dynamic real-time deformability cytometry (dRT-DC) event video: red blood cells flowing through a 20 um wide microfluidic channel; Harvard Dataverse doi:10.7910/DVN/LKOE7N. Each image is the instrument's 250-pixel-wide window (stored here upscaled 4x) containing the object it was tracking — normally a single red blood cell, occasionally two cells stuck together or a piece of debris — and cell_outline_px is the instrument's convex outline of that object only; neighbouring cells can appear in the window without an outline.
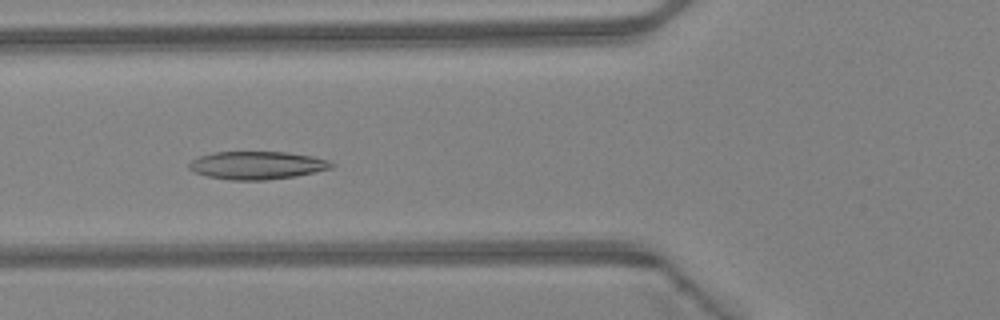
{"species": "Egyptian fruit bat (a non-hibernating species)", "species_latin": "Rousettus aegyptiacus", "temperature_condition": "warm", "stored_images_in_passage": 46, "camera_frame_rate_fps": 3000, "um_per_image_px": 0.085, "animal": {"sex": "female"}, "frame": {"image": 1, "passage_image": 17, "time_ms": 5.333, "image_size_px": [1000, 320], "cell_outline_px": [[336, 164], [332, 168], [316, 172], [296, 176], [264, 180], [228, 180], [208, 176], [192, 172], [188, 168], [188, 164], [192, 160], [200, 156], [212, 152], [284, 152], [312, 156], [328, 160]], "centroid_in_image_um": [21.84, 14.05], "position_along_channel_um": 104.0, "area_um2": 23.29}}
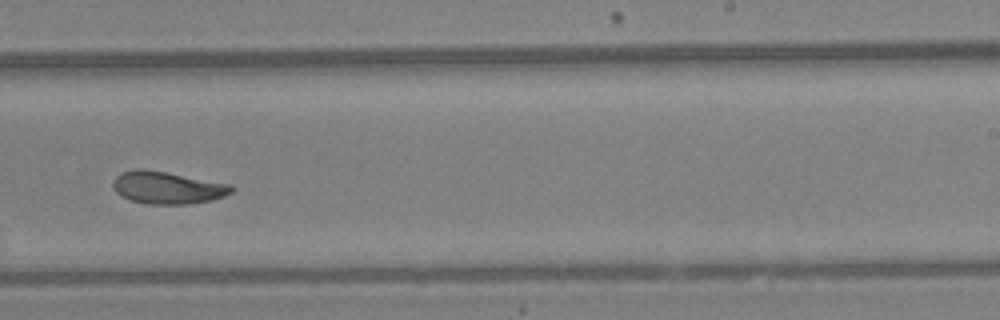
{"frame": {"image": 2, "passage_image": 29, "time_ms": 9.333, "image_size_px": [1000, 320], "cell_outline_px": [[236, 188], [232, 192], [224, 196], [212, 200], [188, 204], [144, 204], [120, 196], [116, 192], [112, 184], [112, 180], [120, 172], [132, 168], [140, 168], [164, 172], [232, 184]], "centroid_in_image_um": [14.21, 15.95], "position_along_channel_um": 274.8, "area_um2": 22.54}}
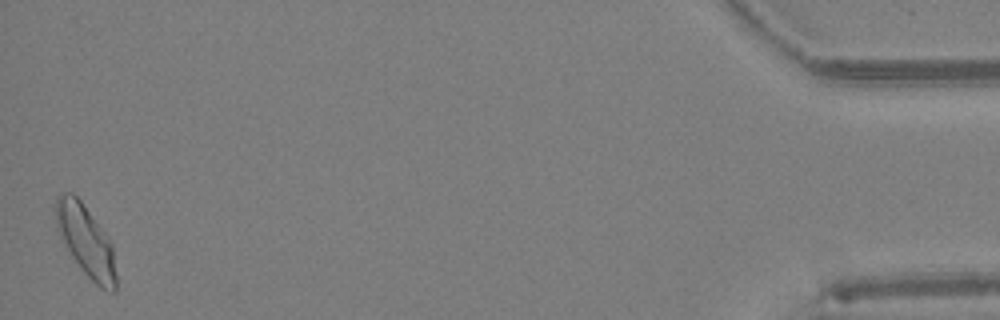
{"frame": {"image": 3, "passage_image": 46, "time_ms": 15.0, "image_size_px": [1000, 320], "cell_outline_px": [[116, 292], [112, 292], [100, 288], [80, 268], [64, 244], [56, 224], [52, 208], [56, 196], [64, 192], [72, 192], [80, 200], [108, 236], [112, 244], [116, 276]], "centroid_in_image_um": [7.27, 20.44], "position_along_channel_um": 427.9, "area_um2": 25.09}, "authors_computed_cell_mechanics": {"area_um2": 22.7732, "velocity_mm_per_s": 4.2897, "shape_relaxation_time_tau1_ms": 9.111, "shape_relaxation_time_tau2_ms": 2.387, "deformation_change_tau1": 0.2107, "deformation_change_tau2": 0.0908}}